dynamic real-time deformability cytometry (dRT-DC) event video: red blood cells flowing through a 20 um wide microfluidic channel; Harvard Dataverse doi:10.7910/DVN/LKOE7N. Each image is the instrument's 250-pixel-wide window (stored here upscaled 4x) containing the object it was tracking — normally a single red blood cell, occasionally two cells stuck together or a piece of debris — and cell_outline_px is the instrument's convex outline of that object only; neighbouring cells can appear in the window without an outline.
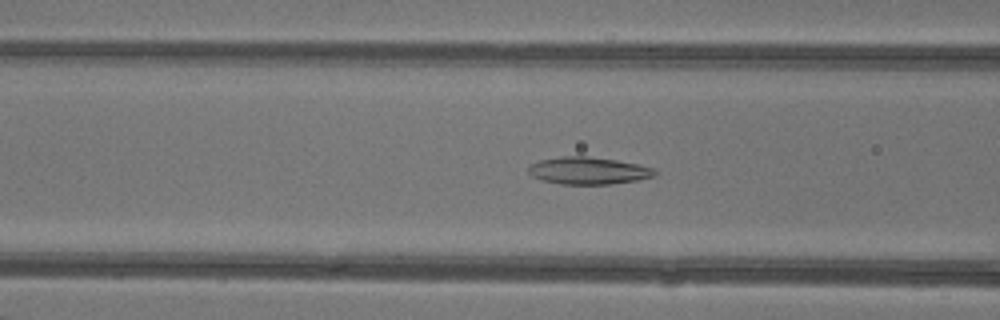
{"species": "common noctule bat (a hibernating species)", "species_latin": "Nyctalus noctula", "temperature_condition": "warm", "stored_images_in_passage": 47, "camera_frame_rate_fps": 3000, "um_per_image_px": 0.085, "animal": {"sex": "female"}, "frame": {"image": 1, "passage_image": 19, "time_ms": 6.0, "image_size_px": [1000, 320], "cell_outline_px": [[656, 176], [640, 180], [612, 184], [560, 184], [540, 180], [532, 176], [528, 172], [528, 164], [540, 160], [564, 156], [584, 156], [616, 160], [640, 164], [656, 168]], "centroid_in_image_um": [50.03, 14.51], "position_along_channel_um": 116.6, "area_um2": 20.35}}
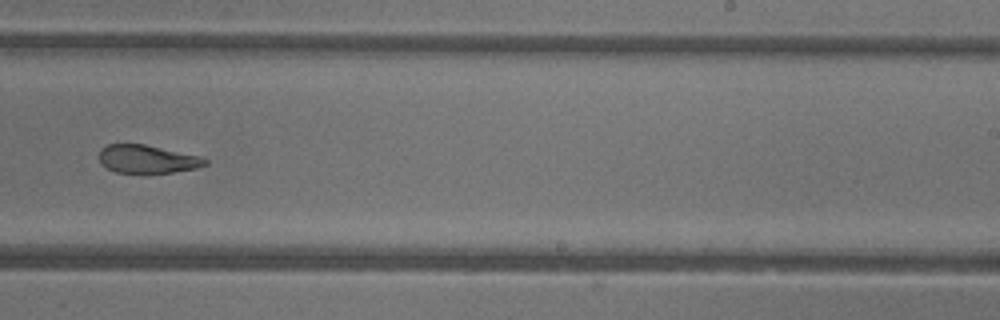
{"frame": {"image": 2, "passage_image": 30, "time_ms": 9.667, "image_size_px": [1000, 320], "cell_outline_px": [[208, 164], [196, 168], [172, 172], [116, 172], [100, 164], [100, 148], [108, 144], [144, 144], [200, 156], [208, 160]], "centroid_in_image_um": [12.52, 13.51], "position_along_channel_um": 276.5, "area_um2": 17.17}}
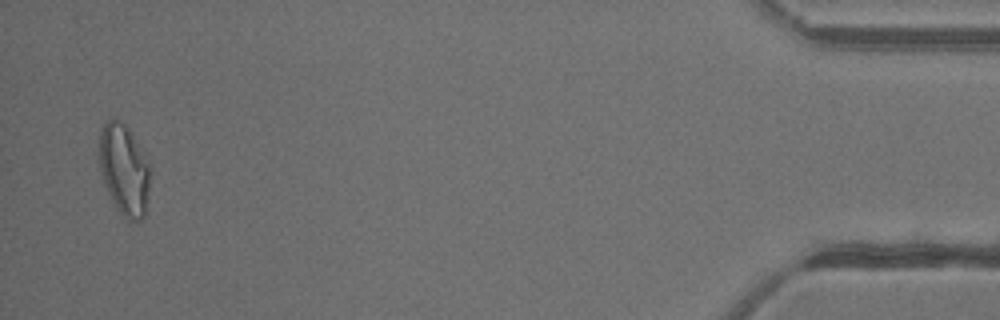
{"frame": {"image": 3, "passage_image": 46, "time_ms": 15.0, "image_size_px": [1000, 320], "cell_outline_px": [[152, 164], [144, 216], [140, 220], [128, 220], [116, 208], [108, 196], [100, 172], [96, 152], [100, 128], [112, 116], [124, 124], [128, 128]], "centroid_in_image_um": [10.51, 14.37], "position_along_channel_um": 424.7, "area_um2": 27.92}, "authors_computed_cell_mechanics": {"area_um2": 21.5594, "velocity_mm_per_s": 4.3711, "shape_relaxation_time_tau1_ms": 9.6006, "shape_relaxation_time_tau2_ms": 2.1791, "deformation_change_tau1": 0.2495, "deformation_change_tau2": 0.0986}}